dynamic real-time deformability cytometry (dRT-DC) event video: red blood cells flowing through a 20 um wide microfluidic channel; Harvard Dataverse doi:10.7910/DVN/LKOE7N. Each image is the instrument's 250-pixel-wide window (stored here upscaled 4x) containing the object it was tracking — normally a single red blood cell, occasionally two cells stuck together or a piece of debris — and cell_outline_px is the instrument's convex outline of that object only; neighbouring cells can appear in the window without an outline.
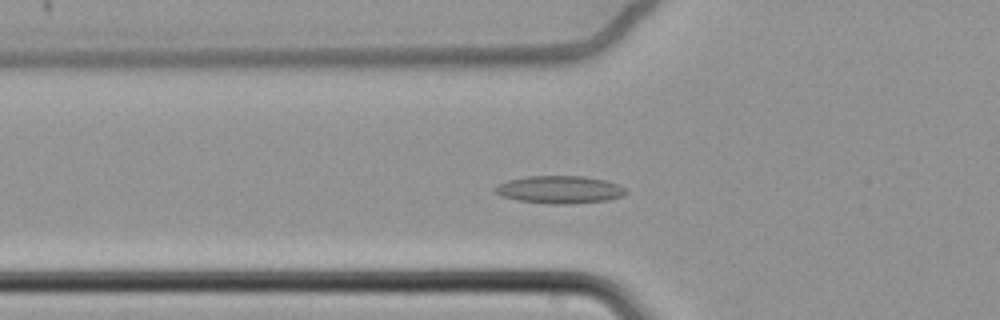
{"species": "common noctule bat (a hibernating species)", "species_latin": "Nyctalus noctula", "temperature_condition": "cold", "stored_images_in_passage": 53, "camera_frame_rate_fps": 3000, "um_per_image_px": 0.085, "animal": {"sex": "female", "body_mass_g": 22.7, "forearm_length_mm": 54.2}, "frame": {"image": 1, "passage_image": 22, "time_ms": 7.0, "image_size_px": [1000, 320], "cell_outline_px": [[628, 192], [624, 196], [604, 200], [564, 204], [552, 204], [520, 200], [500, 196], [492, 188], [508, 180], [524, 176], [584, 176], [608, 180], [624, 188]], "centroid_in_image_um": [47.57, 16.1], "position_along_channel_um": 78.2, "area_um2": 20.92}}
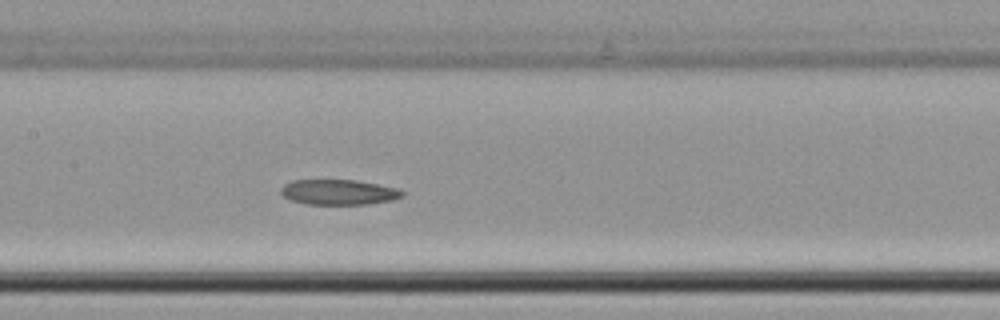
{"frame": {"image": 2, "passage_image": 31, "time_ms": 10.0, "image_size_px": [1000, 320], "cell_outline_px": [[404, 196], [392, 200], [368, 204], [304, 204], [292, 200], [284, 196], [280, 192], [280, 188], [284, 184], [292, 180], [356, 180], [396, 188], [404, 192]], "centroid_in_image_um": [28.77, 16.33], "position_along_channel_um": 178.6, "area_um2": 17.8}}
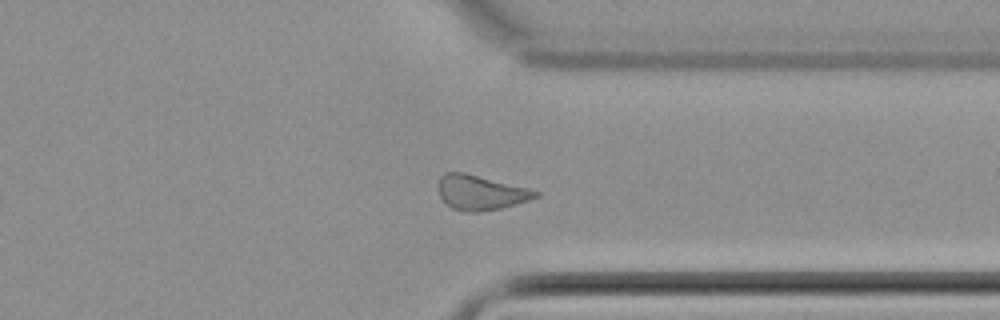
{"frame": {"image": 3, "passage_image": 48, "time_ms": 15.667, "image_size_px": [1000, 320], "cell_outline_px": [[540, 196], [528, 200], [500, 208], [480, 212], [464, 212], [452, 208], [440, 196], [436, 188], [436, 184], [440, 176], [444, 172], [464, 172], [528, 188], [540, 192]], "centroid_in_image_um": [40.8, 16.36], "position_along_channel_um": 370.6, "area_um2": 19.77}}